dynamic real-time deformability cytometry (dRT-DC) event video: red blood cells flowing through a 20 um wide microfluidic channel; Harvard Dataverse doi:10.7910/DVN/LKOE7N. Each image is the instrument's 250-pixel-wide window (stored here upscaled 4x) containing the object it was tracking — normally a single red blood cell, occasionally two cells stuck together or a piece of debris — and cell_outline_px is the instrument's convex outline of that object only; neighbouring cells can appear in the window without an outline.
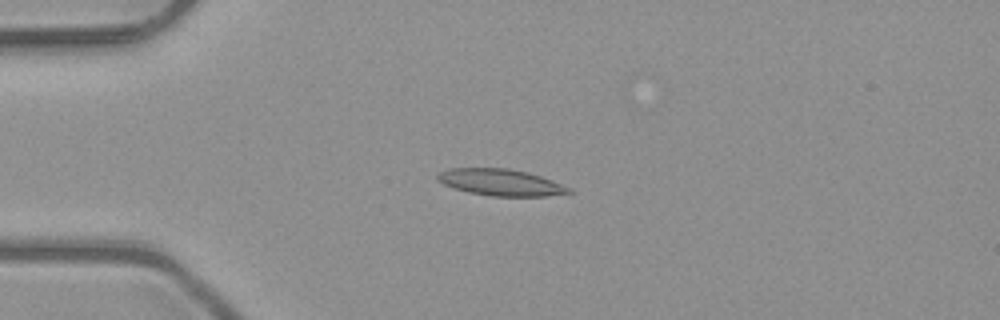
{"species": "common noctule bat (a hibernating species)", "species_latin": "Nyctalus noctula", "temperature_condition": "room temperature", "stored_images_in_passage": 6, "camera_frame_rate_fps": 3000, "um_per_image_px": 0.085, "animal": {"sex": "male", "body_mass_g": 23.1, "forearm_length_mm": 52.7}, "frame": {"image": 1, "passage_image": 4, "time_ms": 1.0, "image_size_px": [1000, 320], "cell_outline_px": [[572, 192], [544, 196], [492, 196], [468, 192], [452, 188], [436, 180], [436, 176], [440, 172], [448, 168], [508, 168], [528, 172], [552, 180], [572, 188]], "centroid_in_image_um": [42.53, 15.5], "position_along_channel_um": 42.5, "area_um2": 20.4}}
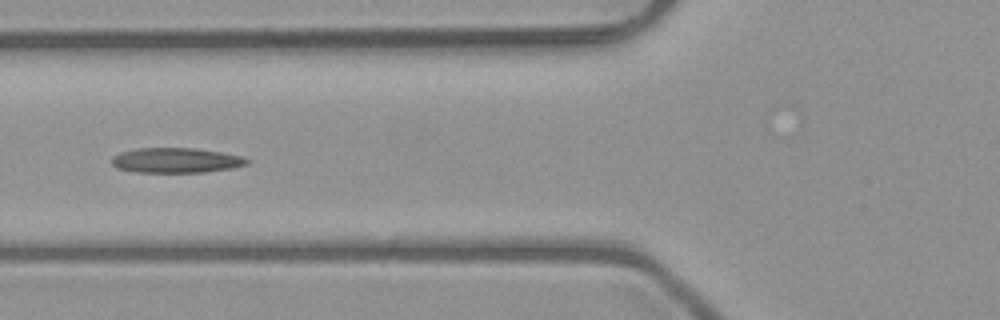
{"frame": {"image": 2, "passage_image": 6, "time_ms": 1.667, "image_size_px": [1000, 320], "cell_outline_px": [[248, 164], [232, 168], [204, 172], [136, 172], [116, 168], [112, 164], [112, 156], [120, 152], [136, 148], [192, 148], [220, 152], [240, 156], [248, 160]], "centroid_in_image_um": [14.91, 13.63], "position_along_channel_um": 110.9, "area_um2": 19.59}}